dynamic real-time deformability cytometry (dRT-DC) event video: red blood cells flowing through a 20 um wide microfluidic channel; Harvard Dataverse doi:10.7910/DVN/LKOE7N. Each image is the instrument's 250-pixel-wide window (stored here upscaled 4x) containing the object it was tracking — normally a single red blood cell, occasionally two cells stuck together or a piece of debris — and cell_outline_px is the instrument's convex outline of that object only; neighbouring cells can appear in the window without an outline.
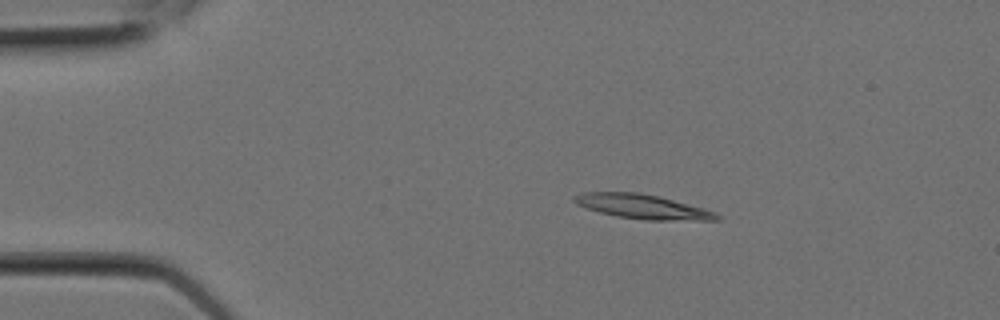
{"species": "Egyptian fruit bat (a non-hibernating species)", "species_latin": "Rousettus aegyptiacus", "temperature_condition": "room temperature", "stored_images_in_passage": 6, "camera_frame_rate_fps": 3000, "um_per_image_px": 0.085, "animal": {"sex": "female"}, "frame": {"image": 1, "passage_image": 4, "time_ms": 1.0, "image_size_px": [1000, 320], "cell_outline_px": [[724, 216], [720, 220], [648, 220], [616, 216], [600, 212], [576, 204], [572, 200], [572, 196], [584, 192], [640, 192], [660, 196], [704, 208], [716, 212]], "centroid_in_image_um": [54.67, 17.56], "position_along_channel_um": 30.3, "area_um2": 20.46}}